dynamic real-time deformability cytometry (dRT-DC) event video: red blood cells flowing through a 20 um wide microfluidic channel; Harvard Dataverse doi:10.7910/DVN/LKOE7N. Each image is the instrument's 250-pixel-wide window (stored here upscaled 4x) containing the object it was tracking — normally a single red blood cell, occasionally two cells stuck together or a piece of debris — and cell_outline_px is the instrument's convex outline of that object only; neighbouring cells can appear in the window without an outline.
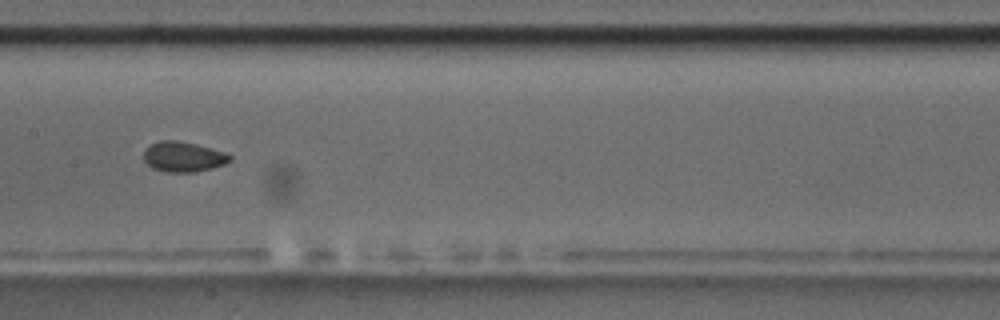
{"species": "common noctule bat (a hibernating species)", "species_latin": "Nyctalus noctula", "temperature_condition": "room temperature", "stored_images_in_passage": 11, "camera_frame_rate_fps": 3000, "um_per_image_px": 0.085, "animal": {"sex": "male", "body_mass_g": 17.5, "forearm_length_mm": 52.3}, "frame": {"image": 1, "passage_image": 7, "time_ms": 7.0, "image_size_px": [1000, 320], "cell_outline_px": [[232, 160], [224, 164], [212, 168], [196, 172], [168, 172], [152, 168], [144, 160], [144, 148], [160, 140], [176, 140], [196, 144], [212, 148], [224, 152], [232, 156]], "centroid_in_image_um": [15.58, 13.32], "position_along_channel_um": 191.8, "area_um2": 15.2}}